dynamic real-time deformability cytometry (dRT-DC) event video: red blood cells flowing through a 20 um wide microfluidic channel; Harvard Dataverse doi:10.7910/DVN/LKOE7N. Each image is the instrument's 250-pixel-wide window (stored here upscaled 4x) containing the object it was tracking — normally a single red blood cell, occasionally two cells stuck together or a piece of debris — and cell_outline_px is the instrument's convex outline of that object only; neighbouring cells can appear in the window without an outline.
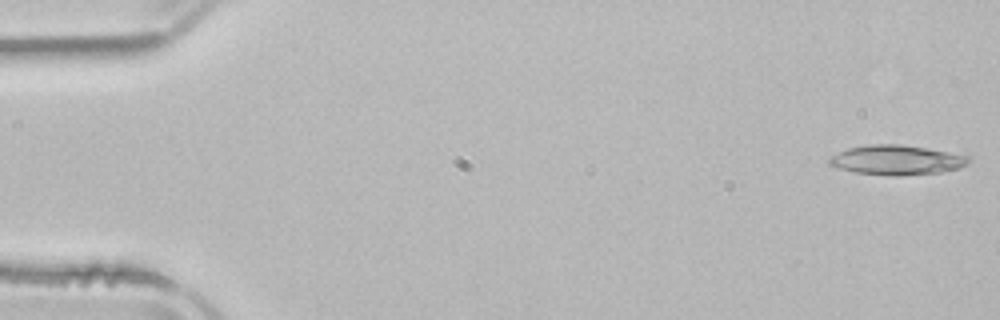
{"species": "common noctule bat (a hibernating species)", "species_latin": "Nyctalus noctula", "temperature_condition": "room temperature", "stored_images_in_passage": 3, "camera_frame_rate_fps": 3000, "um_per_image_px": 0.085, "animal": {"sex": "male", "body_mass_g": 21.5, "forearm_length_mm": 52.0}, "frame": {"image": 1, "passage_image": 1, "time_ms": 0.0, "image_size_px": [1000, 320], "cell_outline_px": [[972, 160], [968, 164], [960, 168], [940, 172], [856, 172], [840, 168], [828, 164], [828, 160], [832, 156], [848, 148], [868, 144], [900, 144], [924, 148], [968, 156]], "centroid_in_image_um": [76.23, 13.54], "position_along_channel_um": 8.8, "area_um2": 22.54}}